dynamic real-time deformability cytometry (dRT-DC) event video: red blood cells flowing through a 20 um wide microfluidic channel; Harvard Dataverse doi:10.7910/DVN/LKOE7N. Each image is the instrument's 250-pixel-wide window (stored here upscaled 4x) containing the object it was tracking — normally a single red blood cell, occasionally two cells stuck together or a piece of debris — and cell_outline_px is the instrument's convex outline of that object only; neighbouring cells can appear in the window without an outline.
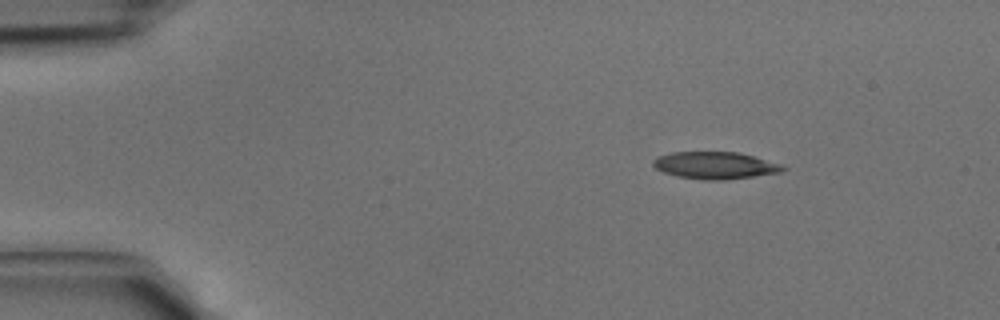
{"species": "common noctule bat (a hibernating species)", "species_latin": "Nyctalus noctula", "temperature_condition": "cold", "stored_images_in_passage": 3, "camera_frame_rate_fps": 3000, "um_per_image_px": 0.085, "animal": {"sex": "male", "body_mass_g": 15.6}, "frame": {"image": 1, "passage_image": 1, "time_ms": 0.0, "image_size_px": [1000, 320], "cell_outline_px": [[788, 168], [780, 172], [724, 180], [704, 180], [676, 176], [664, 172], [656, 168], [652, 164], [652, 160], [656, 156], [672, 152], [736, 152], [752, 156], [780, 164]], "centroid_in_image_um": [60.73, 14.05], "position_along_channel_um": 24.3, "area_um2": 20.35}}